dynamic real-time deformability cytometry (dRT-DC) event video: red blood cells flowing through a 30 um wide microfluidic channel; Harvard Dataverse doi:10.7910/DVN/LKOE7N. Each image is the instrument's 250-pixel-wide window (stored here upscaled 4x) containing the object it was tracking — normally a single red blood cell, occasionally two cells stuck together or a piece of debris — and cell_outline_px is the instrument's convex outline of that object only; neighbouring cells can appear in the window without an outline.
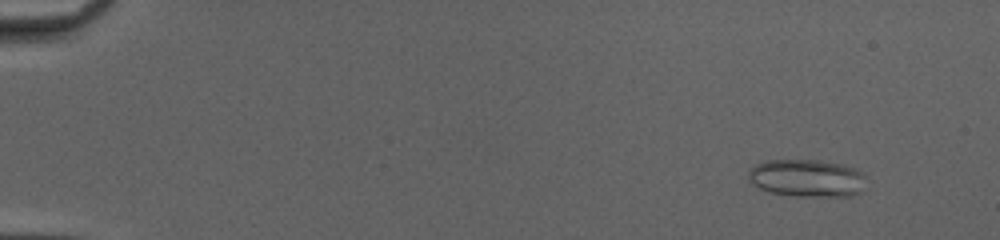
{"species": "common noctule bat (a hibernating species)", "species_latin": "Nyctalus noctula", "temperature_condition": "cold", "stored_images_in_passage": 52, "camera_frame_rate_fps": 3000, "um_per_image_px": 0.085, "animal": {"sex": "female", "body_mass_g": 20.0, "forearm_length_mm": 54.0}, "frame": {"image": 1, "passage_image": 6, "time_ms": 1.667, "image_size_px": [1000, 240], "cell_outline_px": [[864, 176], [860, 192], [852, 196], [796, 196], [772, 192], [760, 188], [752, 184], [748, 176], [748, 172], [756, 164], [768, 160], [820, 160], [840, 164], [852, 168], [860, 172]], "centroid_in_image_um": [68.55, 15.14], "position_along_channel_um": 16.4, "area_um2": 25.37}}
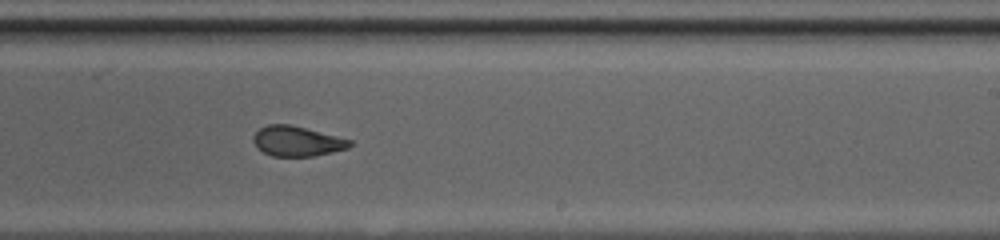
{"frame": {"image": 2, "passage_image": 34, "time_ms": 11.0, "image_size_px": [1000, 240], "cell_outline_px": [[352, 144], [348, 148], [332, 152], [312, 156], [272, 156], [264, 152], [252, 140], [252, 136], [260, 128], [268, 124], [288, 124], [352, 140]], "centroid_in_image_um": [25.24, 12.0], "position_along_channel_um": 263.8, "area_um2": 16.59}}
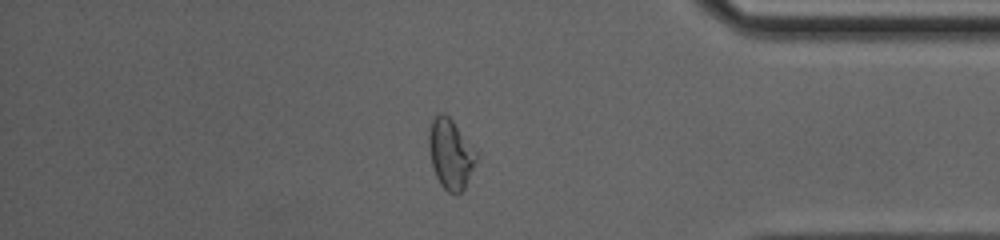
{"frame": {"image": 3, "passage_image": 45, "time_ms": 14.667, "image_size_px": [1000, 240], "cell_outline_px": [[476, 160], [464, 188], [456, 196], [448, 192], [440, 184], [436, 176], [432, 164], [428, 148], [428, 132], [432, 120], [440, 112], [448, 116], [452, 120], [476, 152]], "centroid_in_image_um": [38.26, 13.1], "position_along_channel_um": 396.9, "area_um2": 18.96}, "authors_computed_cell_mechanics": {"area_um2": 19.3052, "velocity_mm_per_s": 4.1666, "shape_relaxation_time_tau1_ms": null, "shape_relaxation_time_tau2_ms": 1.3568, "deformation_change_tau1": null, "deformation_change_tau2": 0.0803}}